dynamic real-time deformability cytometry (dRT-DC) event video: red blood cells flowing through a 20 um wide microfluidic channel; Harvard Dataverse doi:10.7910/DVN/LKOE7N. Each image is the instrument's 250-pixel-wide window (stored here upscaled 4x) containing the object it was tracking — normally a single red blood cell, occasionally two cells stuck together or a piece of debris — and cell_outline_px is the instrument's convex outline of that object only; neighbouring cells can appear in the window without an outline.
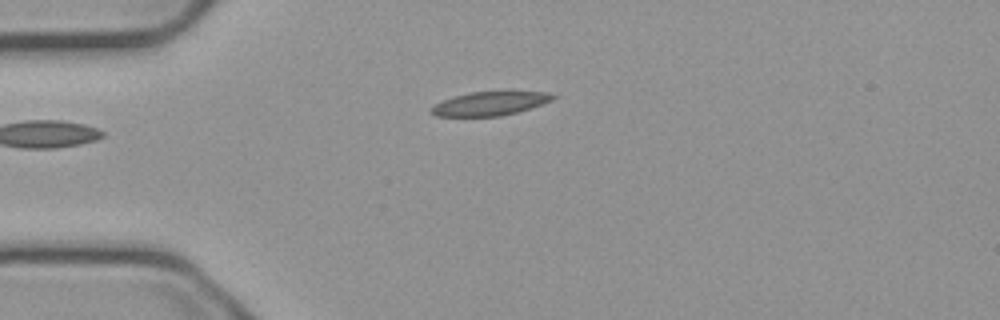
{"species": "common noctule bat (a hibernating species)", "species_latin": "Nyctalus noctula", "temperature_condition": "cold", "stored_images_in_passage": 35, "camera_frame_rate_fps": 3000, "um_per_image_px": 0.085, "animal": {"sex": "male", "body_mass_g": 23.1, "forearm_length_mm": 52.7}, "frame": {"image": 1, "passage_image": 1, "time_ms": 0.0, "image_size_px": [1000, 320], "cell_outline_px": [[556, 96], [552, 100], [516, 112], [500, 116], [436, 116], [432, 112], [432, 108], [436, 104], [444, 100], [468, 92], [504, 88], [512, 88], [548, 92]], "centroid_in_image_um": [41.75, 8.72], "position_along_channel_um": 43.2, "area_um2": 17.57}}
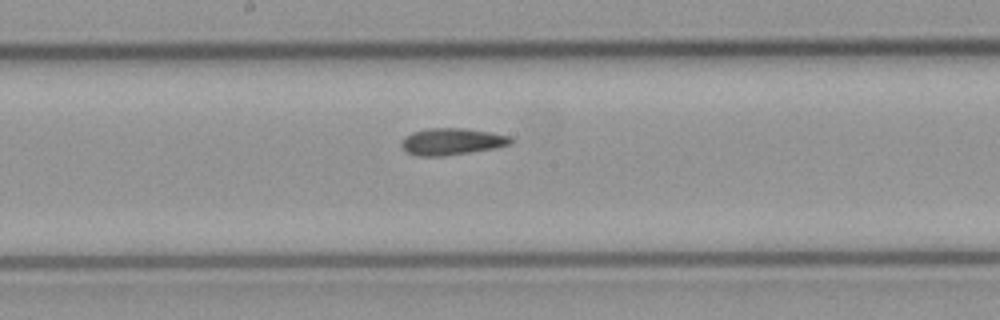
{"frame": {"image": 2, "passage_image": 16, "time_ms": 5.0, "image_size_px": [1000, 320], "cell_outline_px": [[516, 140], [512, 144], [496, 148], [444, 156], [420, 156], [408, 152], [400, 144], [400, 140], [404, 136], [412, 132], [428, 128], [464, 128], [492, 132], [512, 136]], "centroid_in_image_um": [38.46, 12.02], "position_along_channel_um": 209.7, "area_um2": 17.34}}
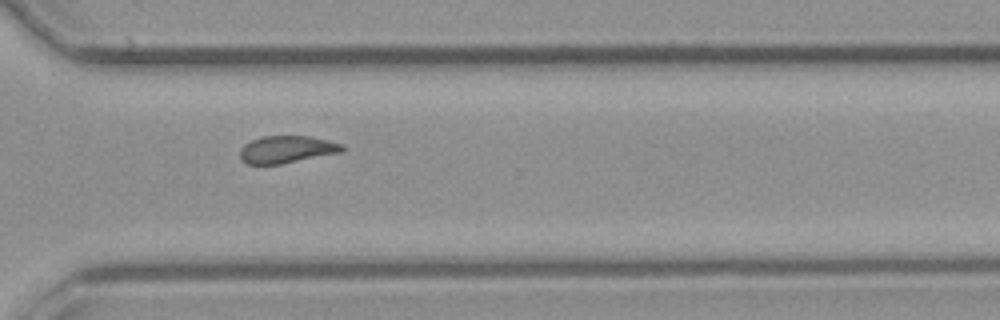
{"frame": {"image": 3, "passage_image": 27, "time_ms": 8.667, "image_size_px": [1000, 320], "cell_outline_px": [[344, 148], [340, 152], [280, 164], [248, 164], [240, 160], [240, 148], [244, 144], [260, 136], [312, 136], [344, 144]], "centroid_in_image_um": [24.34, 12.69], "position_along_channel_um": 346.3, "area_um2": 16.24}, "authors_computed_cell_mechanics": {"area_um2": 17.1088, "velocity_mm_per_s": 3.7342, "shape_relaxation_time_tau1_ms": null, "shape_relaxation_time_tau2_ms": 3.7651, "deformation_change_tau1": null, "deformation_change_tau2": 0.0879}}